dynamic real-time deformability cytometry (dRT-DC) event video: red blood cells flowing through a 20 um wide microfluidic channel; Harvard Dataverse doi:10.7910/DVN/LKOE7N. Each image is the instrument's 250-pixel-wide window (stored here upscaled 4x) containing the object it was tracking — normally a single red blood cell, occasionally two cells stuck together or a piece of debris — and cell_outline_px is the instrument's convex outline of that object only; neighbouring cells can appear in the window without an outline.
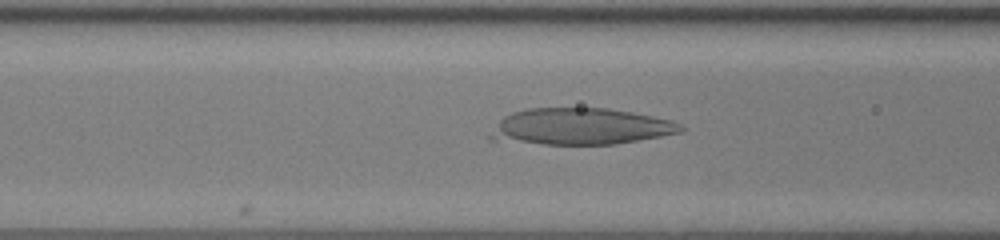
{"species": "human", "species_latin": "Homo sapiens", "temperature_condition": "room temperature", "stored_images_in_passage": 49, "camera_frame_rate_fps": 3000, "um_per_image_px": 0.085, "donor": {"sex": "female"}, "frame": {"image": 1, "passage_image": 19, "time_ms": 6.0, "image_size_px": [1000, 240], "cell_outline_px": [[684, 132], [616, 144], [544, 144], [488, 140], [488, 136], [500, 120], [504, 116], [512, 112], [528, 108], [608, 108], [632, 112], [672, 120], [680, 124], [684, 128]], "centroid_in_image_um": [49.34, 10.76], "position_along_channel_um": 117.3, "area_um2": 40.63}}
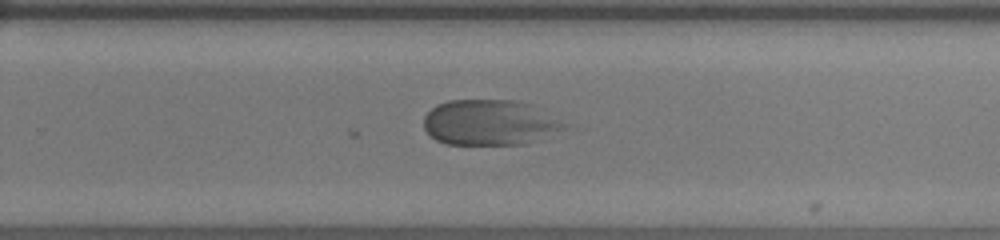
{"frame": {"image": 2, "passage_image": 32, "time_ms": 10.333, "image_size_px": [1000, 240], "cell_outline_px": [[568, 124], [564, 128], [524, 144], [448, 144], [436, 140], [424, 128], [424, 116], [436, 104], [448, 100], [516, 100], [528, 104]], "centroid_in_image_um": [41.55, 10.4], "position_along_channel_um": 288.2, "area_um2": 36.65}}
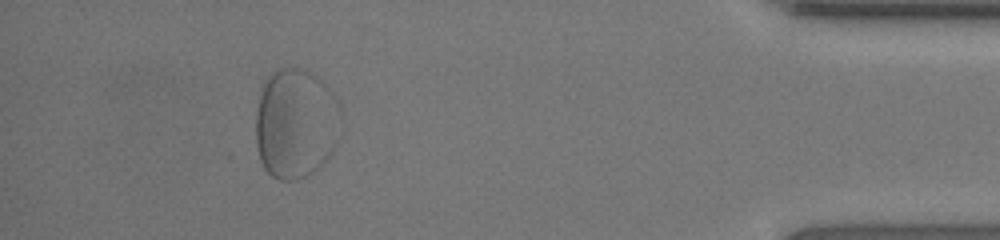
{"frame": {"image": 3, "passage_image": 45, "time_ms": 14.667, "image_size_px": [1000, 240], "cell_outline_px": [[336, 144], [328, 160], [312, 172], [296, 180], [280, 180], [272, 176], [264, 168], [260, 160], [256, 144], [256, 112], [260, 84], [272, 72], [280, 68], [296, 68], [308, 72], [316, 76], [332, 92], [336, 100]], "centroid_in_image_um": [25.05, 10.5], "position_along_channel_um": 410.2, "area_um2": 54.16}}